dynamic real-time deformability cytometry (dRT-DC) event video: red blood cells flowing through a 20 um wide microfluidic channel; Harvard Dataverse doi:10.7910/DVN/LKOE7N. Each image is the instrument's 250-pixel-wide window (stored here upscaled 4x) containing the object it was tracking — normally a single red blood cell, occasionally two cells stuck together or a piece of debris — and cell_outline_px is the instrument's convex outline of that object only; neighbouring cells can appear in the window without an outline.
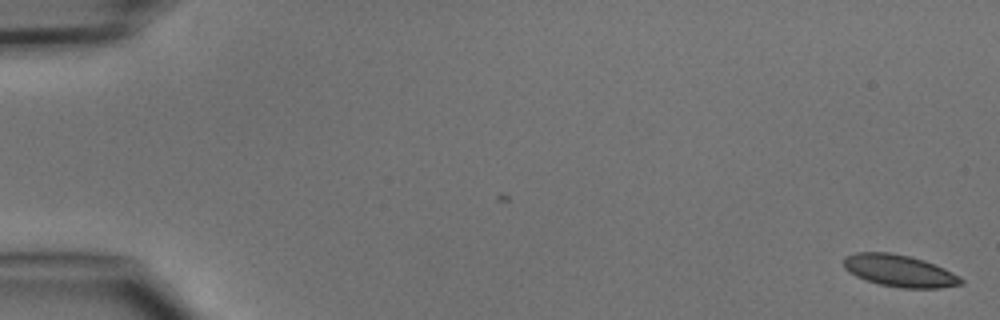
{"species": "common noctule bat (a hibernating species)", "species_latin": "Nyctalus noctula", "temperature_condition": "cold", "stored_images_in_passage": 6, "camera_frame_rate_fps": 3000, "um_per_image_px": 0.085, "animal": {"sex": "male", "body_mass_g": 15.6}, "frame": {"image": 1, "passage_image": 1, "time_ms": 0.0, "image_size_px": [1000, 320], "cell_outline_px": [[964, 284], [940, 288], [900, 288], [880, 284], [856, 276], [848, 272], [844, 268], [844, 256], [856, 252], [888, 252], [908, 256], [924, 260], [944, 268], [952, 272], [964, 280]], "centroid_in_image_um": [76.45, 23.02], "position_along_channel_um": 8.5, "area_um2": 21.85}}